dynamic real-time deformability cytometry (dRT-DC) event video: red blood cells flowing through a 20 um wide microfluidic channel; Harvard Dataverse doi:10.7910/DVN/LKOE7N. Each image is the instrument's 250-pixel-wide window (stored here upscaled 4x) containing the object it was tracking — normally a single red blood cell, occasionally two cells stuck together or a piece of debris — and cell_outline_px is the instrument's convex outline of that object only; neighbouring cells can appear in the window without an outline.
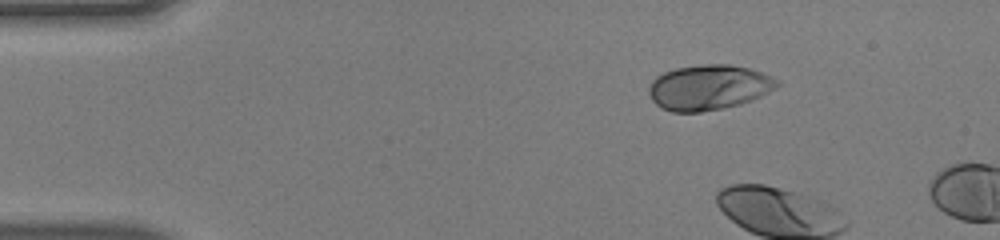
{"species": "human", "species_latin": "Homo sapiens", "temperature_condition": "warm", "stored_images_in_passage": 4, "camera_frame_rate_fps": 3000, "um_per_image_px": 0.085, "donor": {"sex": "male"}, "frame": {"image": 1, "passage_image": 1, "time_ms": 0.0, "image_size_px": [1000, 240], "cell_outline_px": [[780, 84], [768, 92], [760, 96], [740, 104], [700, 112], [672, 112], [660, 108], [652, 100], [648, 92], [648, 88], [652, 80], [656, 76], [664, 72], [676, 68], [700, 64], [728, 64], [748, 68], [760, 72], [780, 80]], "centroid_in_image_um": [60.2, 7.42], "position_along_channel_um": 24.8, "area_um2": 33.7}}